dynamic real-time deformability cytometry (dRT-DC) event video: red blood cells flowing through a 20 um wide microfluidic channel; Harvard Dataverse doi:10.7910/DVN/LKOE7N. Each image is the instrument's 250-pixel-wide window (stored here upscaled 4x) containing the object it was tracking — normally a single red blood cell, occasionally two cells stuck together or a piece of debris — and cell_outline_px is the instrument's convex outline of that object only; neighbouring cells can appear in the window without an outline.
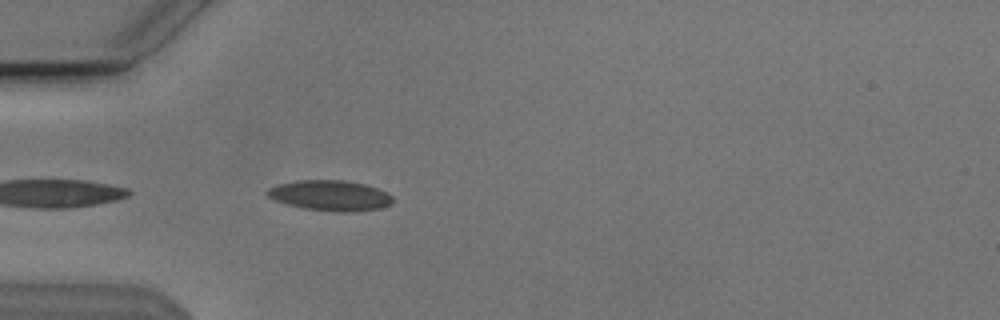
{"species": "Egyptian fruit bat (a non-hibernating species)", "species_latin": "Rousettus aegyptiacus", "temperature_condition": "cold", "stored_images_in_passage": 26, "camera_frame_rate_fps": 3000, "um_per_image_px": 0.085, "animal": {"sex": "male"}, "frame": {"image": 1, "passage_image": 2, "time_ms": 0.333, "image_size_px": [1000, 320], "cell_outline_px": [[396, 200], [392, 204], [380, 208], [352, 212], [340, 212], [304, 208], [288, 204], [276, 200], [268, 196], [264, 192], [268, 188], [276, 184], [296, 180], [344, 180], [364, 184], [388, 192]], "centroid_in_image_um": [28.09, 16.61], "position_along_channel_um": 56.9, "area_um2": 22.37}}
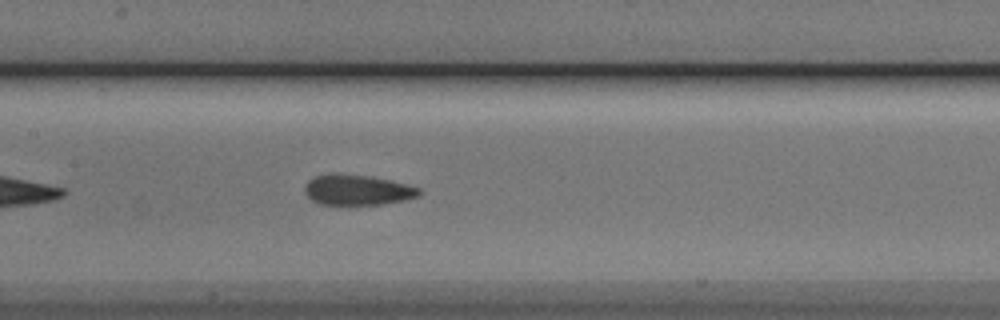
{"frame": {"image": 2, "passage_image": 12, "time_ms": 3.667, "image_size_px": [1000, 320], "cell_outline_px": [[424, 192], [420, 196], [404, 200], [380, 204], [320, 204], [312, 200], [304, 192], [304, 188], [308, 180], [316, 176], [368, 176], [392, 180], [408, 184], [420, 188]], "centroid_in_image_um": [30.47, 16.17], "position_along_channel_um": 176.9, "area_um2": 19.71}}
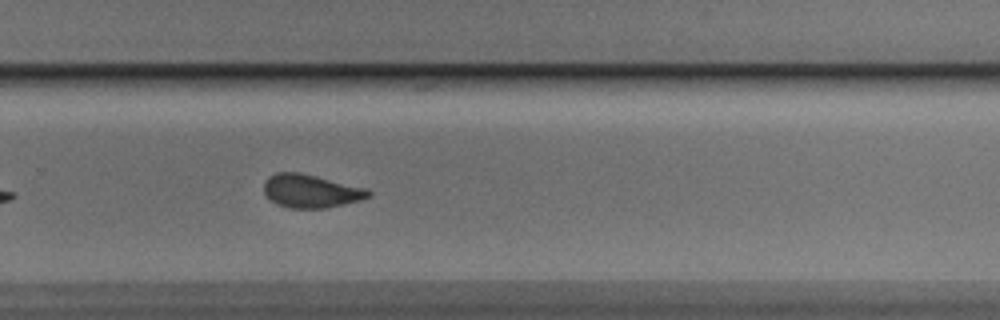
{"frame": {"image": 3, "passage_image": 22, "time_ms": 7.0, "image_size_px": [1000, 320], "cell_outline_px": [[372, 196], [360, 200], [344, 204], [324, 208], [288, 208], [276, 204], [264, 192], [264, 180], [268, 176], [276, 172], [300, 172], [368, 188], [372, 192]], "centroid_in_image_um": [26.44, 16.23], "position_along_channel_um": 303.4, "area_um2": 20.46}}